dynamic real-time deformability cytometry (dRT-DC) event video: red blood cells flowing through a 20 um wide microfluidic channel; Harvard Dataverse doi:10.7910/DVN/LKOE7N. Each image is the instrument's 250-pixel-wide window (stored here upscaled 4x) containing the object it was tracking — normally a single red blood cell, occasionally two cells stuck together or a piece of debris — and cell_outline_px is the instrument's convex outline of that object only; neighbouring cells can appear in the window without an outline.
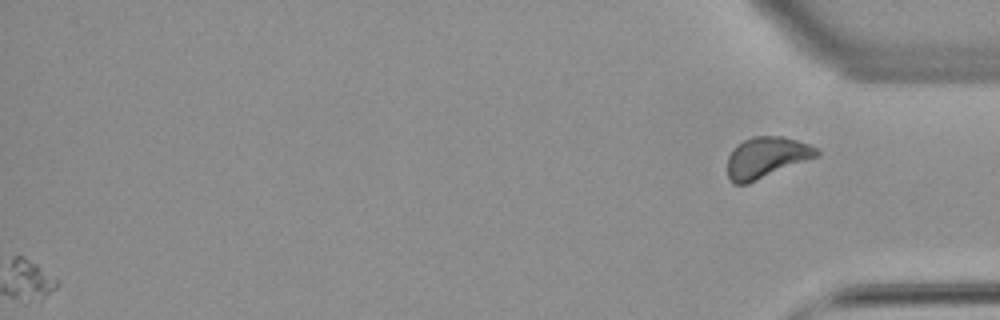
{"species": "common noctule bat (a hibernating species)", "species_latin": "Nyctalus noctula", "temperature_condition": "warm", "stored_images_in_passage": 45, "segment_of_instrument_passage": [2, 2], "camera_frame_rate_fps": 3000, "um_per_image_px": 0.085, "animal": {"sex": "female", "body_mass_g": 22.7, "forearm_length_mm": 54.2}, "frame": {"image": 1, "passage_image": 45, "time_ms": 14.667, "image_size_px": [1000, 320], "cell_outline_px": [[820, 156], [748, 184], [736, 184], [728, 176], [728, 156], [732, 148], [736, 144], [752, 136], [780, 136], [796, 140], [808, 144], [816, 148], [820, 152]], "centroid_in_image_um": [65.15, 13.38], "position_along_channel_um": 370.1, "area_um2": 21.44}}